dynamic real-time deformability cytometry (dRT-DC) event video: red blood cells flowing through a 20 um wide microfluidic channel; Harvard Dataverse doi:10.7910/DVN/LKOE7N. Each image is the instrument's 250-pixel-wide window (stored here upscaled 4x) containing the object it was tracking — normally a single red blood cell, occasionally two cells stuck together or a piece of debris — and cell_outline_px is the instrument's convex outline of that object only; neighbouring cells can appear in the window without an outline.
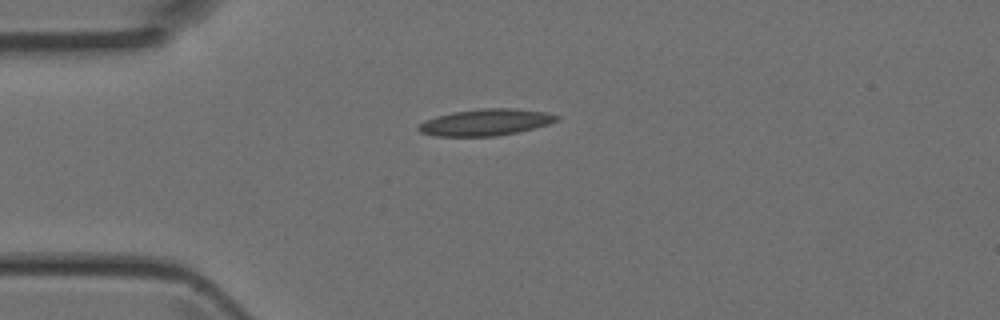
{"species": "Egyptian fruit bat (a non-hibernating species)", "species_latin": "Rousettus aegyptiacus", "temperature_condition": "room temperature", "stored_images_in_passage": 1, "camera_frame_rate_fps": 3000, "um_per_image_px": 0.085, "animal": {"sex": "female"}, "frame": {"image": 1, "passage_image": 1, "time_ms": 0.0, "image_size_px": [1000, 320], "cell_outline_px": [[560, 120], [548, 124], [516, 132], [496, 136], [436, 136], [420, 132], [416, 128], [424, 120], [436, 116], [452, 112], [480, 108], [516, 108], [544, 112], [560, 116]], "centroid_in_image_um": [41.26, 10.38], "position_along_channel_um": 43.7, "area_um2": 21.39}}